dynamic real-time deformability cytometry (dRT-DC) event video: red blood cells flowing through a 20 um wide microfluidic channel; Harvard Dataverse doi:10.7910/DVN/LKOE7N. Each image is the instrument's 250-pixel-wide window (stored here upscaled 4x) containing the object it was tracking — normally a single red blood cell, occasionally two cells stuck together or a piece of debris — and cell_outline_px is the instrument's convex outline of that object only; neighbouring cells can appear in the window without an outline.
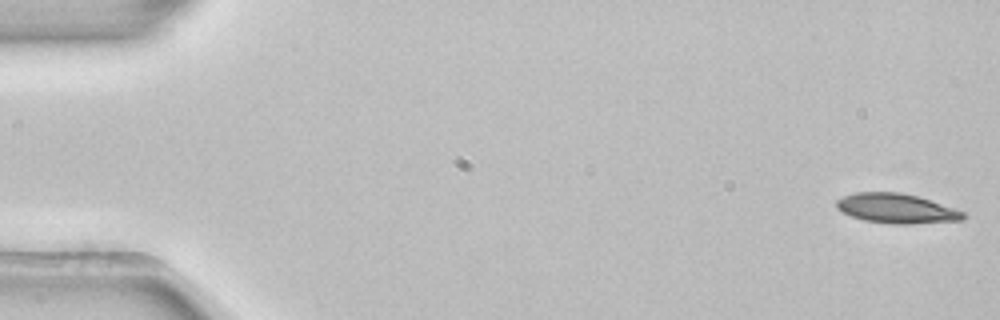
{"species": "common noctule bat (a hibernating species)", "species_latin": "Nyctalus noctula", "temperature_condition": "room temperature", "stored_images_in_passage": 5, "camera_frame_rate_fps": 3000, "um_per_image_px": 0.085, "animal": {"sex": "female", "body_mass_g": 22.7, "forearm_length_mm": 54.2}, "frame": {"image": 1, "passage_image": 1, "time_ms": 0.0, "image_size_px": [1000, 320], "cell_outline_px": [[968, 216], [964, 220], [912, 224], [892, 224], [864, 220], [852, 216], [836, 208], [836, 200], [844, 196], [856, 192], [900, 192], [916, 196], [964, 212]], "centroid_in_image_um": [76.2, 17.73], "position_along_channel_um": 8.8, "area_um2": 21.73}}
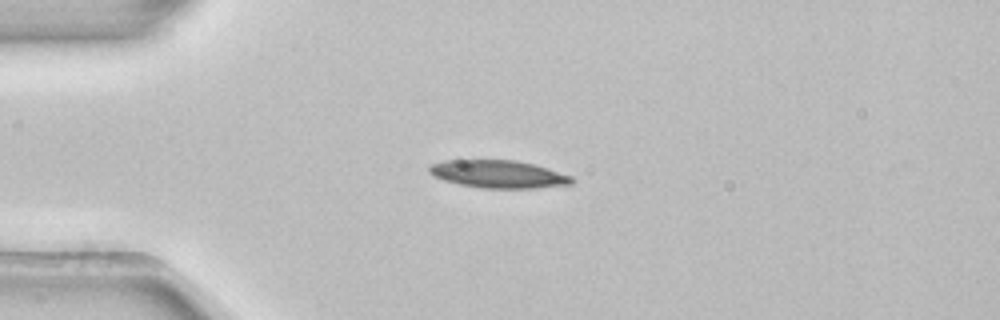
{"frame": {"image": 2, "passage_image": 4, "time_ms": 1.0, "image_size_px": [1000, 320], "cell_outline_px": [[576, 180], [572, 184], [536, 188], [480, 188], [460, 184], [444, 180], [432, 176], [428, 172], [428, 164], [444, 160], [516, 160], [536, 164], [572, 176]], "centroid_in_image_um": [42.36, 14.79], "position_along_channel_um": 42.6, "area_um2": 23.35}}